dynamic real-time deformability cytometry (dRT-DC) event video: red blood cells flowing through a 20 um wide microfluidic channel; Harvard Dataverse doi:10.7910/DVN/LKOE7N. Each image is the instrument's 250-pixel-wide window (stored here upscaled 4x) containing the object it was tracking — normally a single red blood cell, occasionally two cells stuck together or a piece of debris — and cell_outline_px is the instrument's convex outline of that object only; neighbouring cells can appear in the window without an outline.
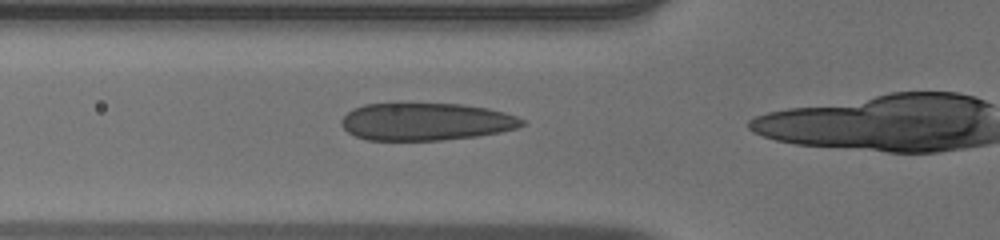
{"species": "human", "species_latin": "Homo sapiens", "temperature_condition": "warm", "stored_images_in_passage": 27, "camera_frame_rate_fps": 3000, "um_per_image_px": 0.085, "donor": {"sex": "male"}, "frame": {"image": 1, "passage_image": 14, "time_ms": 4.333, "image_size_px": [1000, 240], "cell_outline_px": [[524, 124], [516, 128], [500, 132], [476, 136], [440, 140], [368, 140], [356, 136], [348, 132], [340, 124], [340, 120], [352, 108], [364, 104], [400, 100], [464, 104], [488, 108], [504, 112], [516, 116], [524, 120]], "centroid_in_image_um": [36.14, 10.28], "position_along_channel_um": 89.7, "area_um2": 40.81}}
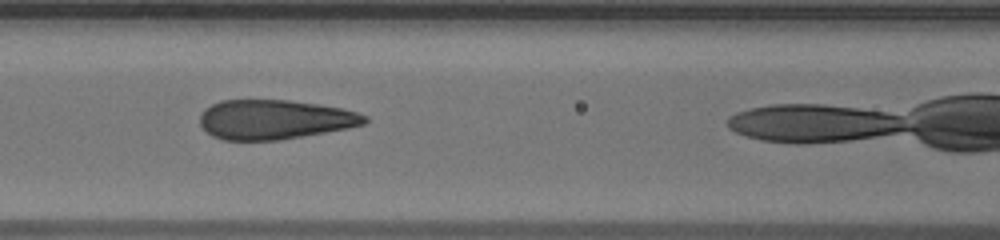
{"frame": {"image": 2, "passage_image": 18, "time_ms": 5.667, "image_size_px": [1000, 240], "cell_outline_px": [[368, 120], [364, 124], [348, 128], [280, 140], [224, 140], [212, 136], [200, 124], [200, 116], [204, 108], [220, 100], [288, 100], [320, 104], [340, 108], [356, 112], [368, 116]], "centroid_in_image_um": [23.33, 10.15], "position_along_channel_um": 143.3, "area_um2": 37.92}}